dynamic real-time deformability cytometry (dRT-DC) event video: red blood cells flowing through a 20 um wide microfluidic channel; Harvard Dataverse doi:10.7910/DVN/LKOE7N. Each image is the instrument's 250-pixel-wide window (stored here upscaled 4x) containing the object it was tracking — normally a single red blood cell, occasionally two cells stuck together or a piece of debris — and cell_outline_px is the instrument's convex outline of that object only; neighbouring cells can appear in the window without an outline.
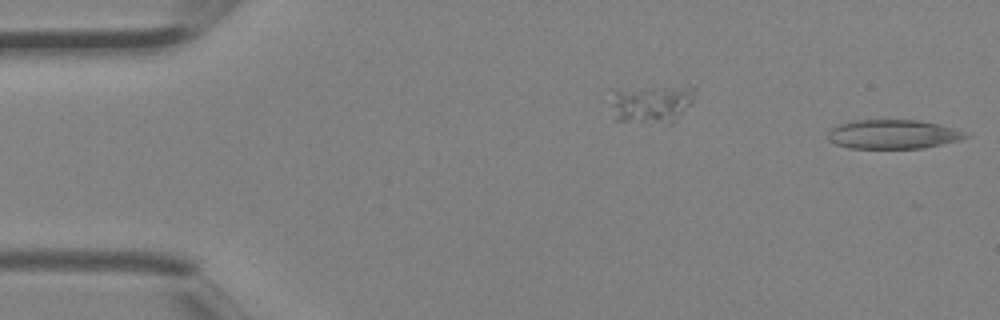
{"species": "Egyptian fruit bat (a non-hibernating species)", "species_latin": "Rousettus aegyptiacus", "temperature_condition": "room temperature", "stored_images_in_passage": 2, "segment_of_instrument_passage": [2, 2], "camera_frame_rate_fps": 3000, "um_per_image_px": 0.085, "animal": {"sex": "female"}, "frame": {"image": 1, "passage_image": 2, "time_ms": 0.333, "image_size_px": [1000, 320], "cell_outline_px": [[972, 136], [960, 140], [924, 148], [848, 148], [836, 144], [828, 140], [828, 132], [832, 128], [840, 124], [852, 120], [920, 120], [940, 124], [972, 132]], "centroid_in_image_um": [76.0, 11.41], "position_along_channel_um": 9.0, "area_um2": 23.76}}